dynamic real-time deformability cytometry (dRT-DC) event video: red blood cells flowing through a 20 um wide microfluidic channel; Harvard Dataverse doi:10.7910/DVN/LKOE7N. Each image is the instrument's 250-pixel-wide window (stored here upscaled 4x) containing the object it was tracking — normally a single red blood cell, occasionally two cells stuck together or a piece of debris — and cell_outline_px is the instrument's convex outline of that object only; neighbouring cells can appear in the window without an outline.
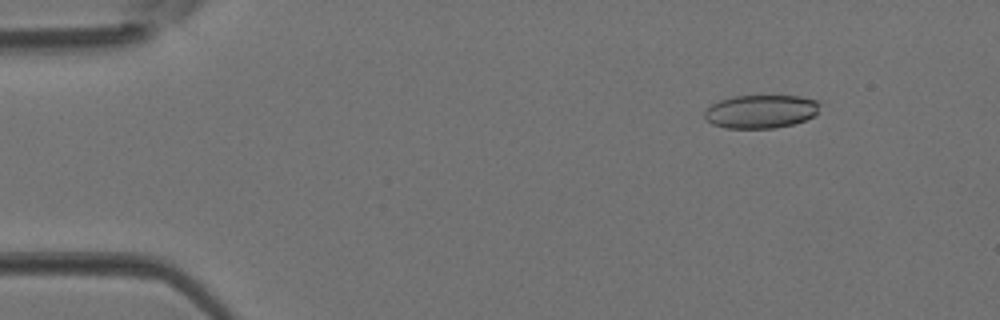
{"species": "Egyptian fruit bat (a non-hibernating species)", "species_latin": "Rousettus aegyptiacus", "temperature_condition": "room temperature", "stored_images_in_passage": 3, "camera_frame_rate_fps": 3000, "um_per_image_px": 0.085, "animal": {"sex": "female"}, "frame": {"image": 1, "passage_image": 2, "time_ms": 0.333, "image_size_px": [1000, 320], "cell_outline_px": [[820, 104], [816, 112], [812, 116], [804, 120], [792, 124], [776, 128], [724, 128], [712, 124], [704, 116], [704, 112], [712, 104], [720, 100], [732, 96], [800, 96], [816, 100]], "centroid_in_image_um": [64.65, 9.47], "position_along_channel_um": 20.4, "area_um2": 22.25}}